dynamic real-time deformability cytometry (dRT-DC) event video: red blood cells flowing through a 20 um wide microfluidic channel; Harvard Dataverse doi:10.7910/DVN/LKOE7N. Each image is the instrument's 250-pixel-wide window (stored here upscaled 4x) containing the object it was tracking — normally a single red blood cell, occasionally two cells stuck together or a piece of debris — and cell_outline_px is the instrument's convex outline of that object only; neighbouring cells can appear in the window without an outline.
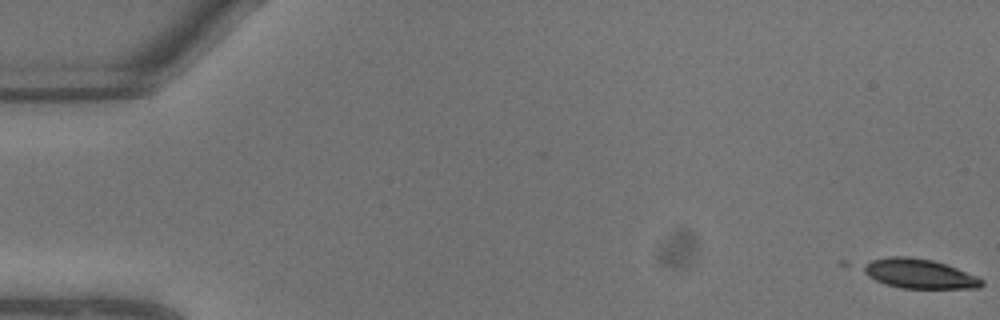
{"species": "common noctule bat (a hibernating species)", "species_latin": "Nyctalus noctula", "temperature_condition": "warm", "stored_images_in_passage": 9, "camera_frame_rate_fps": 3000, "um_per_image_px": 0.085, "animal": {"sex": "male", "body_mass_g": 13.3}, "frame": {"image": 1, "passage_image": 1, "time_ms": 0.0, "image_size_px": [1000, 320], "cell_outline_px": [[984, 284], [980, 288], [900, 288], [884, 284], [868, 276], [864, 272], [864, 264], [872, 260], [892, 256], [908, 256], [932, 260], [956, 268], [976, 276], [984, 280]], "centroid_in_image_um": [78.14, 23.27], "position_along_channel_um": 6.9, "area_um2": 20.17}}
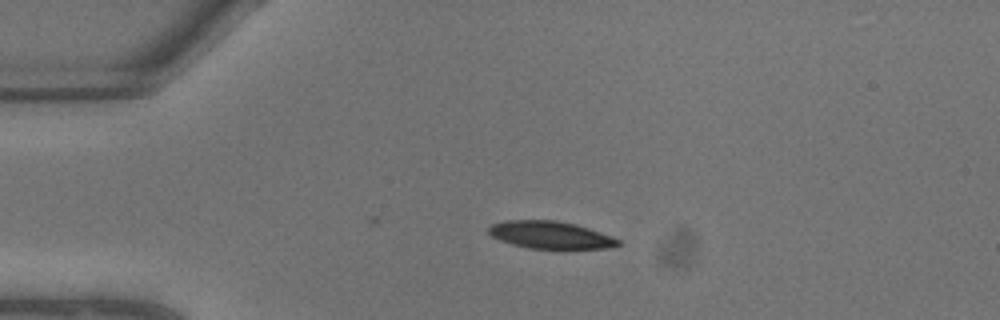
{"frame": {"image": 2, "passage_image": 6, "time_ms": 1.667, "image_size_px": [1000, 320], "cell_outline_px": [[620, 244], [612, 248], [528, 248], [512, 244], [500, 240], [492, 236], [488, 232], [488, 228], [492, 224], [504, 220], [556, 220], [576, 224], [612, 236], [620, 240]], "centroid_in_image_um": [46.78, 19.96], "position_along_channel_um": 38.2, "area_um2": 20.58}}
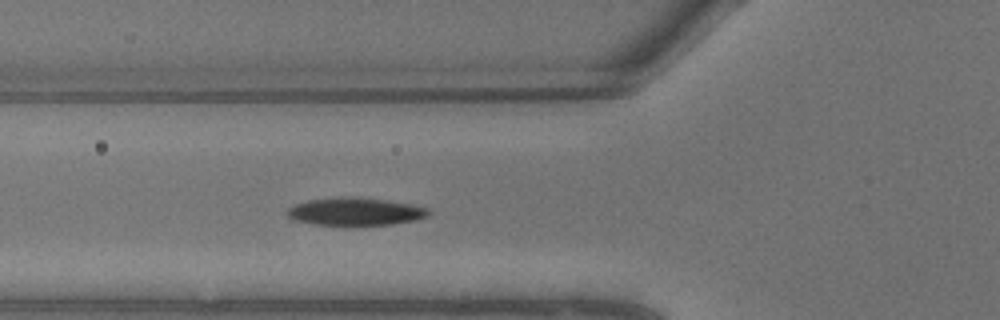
{"frame": {"image": 3, "passage_image": 9, "time_ms": 2.667, "image_size_px": [1000, 320], "cell_outline_px": [[428, 216], [412, 220], [392, 224], [316, 224], [296, 220], [288, 216], [284, 212], [292, 204], [308, 200], [344, 196], [356, 196], [388, 200], [428, 208]], "centroid_in_image_um": [30.13, 17.95], "position_along_channel_um": 95.7, "area_um2": 22.54}}